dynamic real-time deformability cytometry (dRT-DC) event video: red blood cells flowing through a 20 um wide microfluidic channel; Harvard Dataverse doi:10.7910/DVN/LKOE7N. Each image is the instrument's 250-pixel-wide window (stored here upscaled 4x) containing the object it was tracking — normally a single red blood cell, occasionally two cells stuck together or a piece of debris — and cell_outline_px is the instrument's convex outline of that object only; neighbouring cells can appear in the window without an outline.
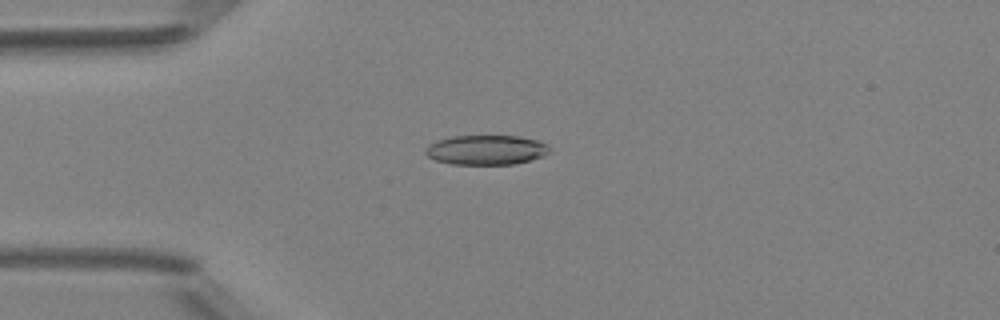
{"species": "Egyptian fruit bat (a non-hibernating species)", "species_latin": "Rousettus aegyptiacus", "temperature_condition": "room temperature", "stored_images_in_passage": 3, "camera_frame_rate_fps": 3000, "um_per_image_px": 0.085, "animal": {"sex": "female"}, "frame": {"image": 1, "passage_image": 1, "time_ms": 0.0, "image_size_px": [1000, 320], "cell_outline_px": [[552, 152], [544, 156], [516, 164], [452, 164], [436, 160], [428, 156], [424, 152], [424, 148], [428, 144], [436, 140], [452, 136], [520, 136], [540, 140], [548, 144], [552, 148]], "centroid_in_image_um": [41.38, 12.73], "position_along_channel_um": 43.6, "area_um2": 21.85}}
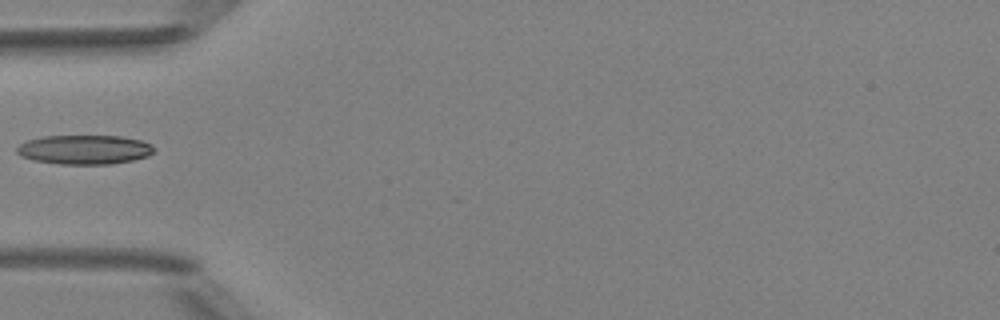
{"frame": {"image": 2, "passage_image": 2, "time_ms": 1.333, "image_size_px": [1000, 320], "cell_outline_px": [[156, 148], [148, 156], [132, 160], [108, 164], [60, 164], [36, 160], [20, 156], [16, 152], [16, 148], [20, 144], [28, 140], [44, 136], [120, 136], [140, 140], [152, 144]], "centroid_in_image_um": [7.19, 12.71], "position_along_channel_um": 77.8, "area_um2": 23.29}}
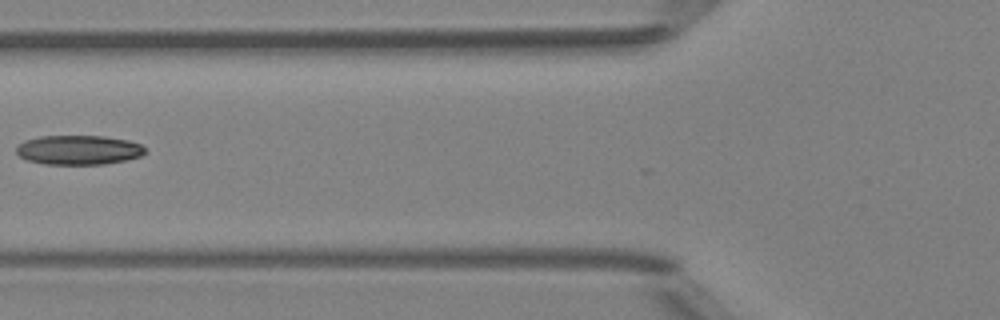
{"frame": {"image": 3, "passage_image": 3, "time_ms": 2.333, "image_size_px": [1000, 320], "cell_outline_px": [[144, 152], [140, 156], [124, 160], [104, 164], [44, 164], [28, 160], [20, 156], [16, 152], [16, 148], [24, 140], [40, 136], [104, 136], [128, 140], [140, 144], [144, 148]], "centroid_in_image_um": [6.65, 12.74], "position_along_channel_um": 119.1, "area_um2": 21.91}}